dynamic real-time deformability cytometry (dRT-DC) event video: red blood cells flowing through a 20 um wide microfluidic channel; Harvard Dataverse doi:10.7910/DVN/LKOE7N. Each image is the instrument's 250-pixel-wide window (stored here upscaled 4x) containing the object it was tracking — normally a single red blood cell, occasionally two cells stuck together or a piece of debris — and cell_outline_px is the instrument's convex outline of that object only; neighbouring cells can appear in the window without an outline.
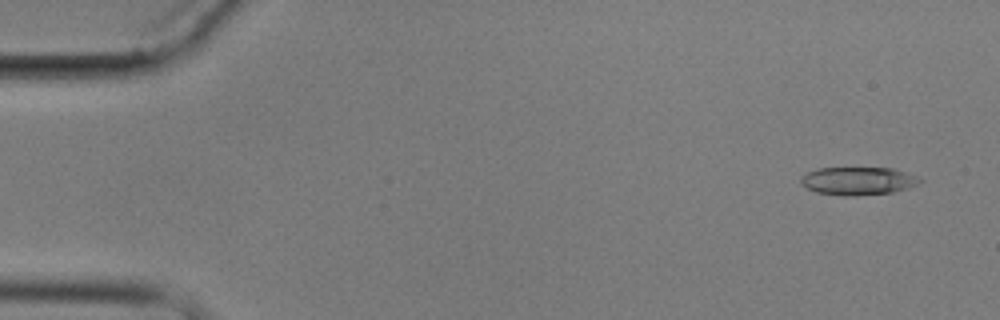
{"species": "common noctule bat (a hibernating species)", "species_latin": "Nyctalus noctula", "temperature_condition": "cold", "stored_images_in_passage": 4, "camera_frame_rate_fps": 3000, "um_per_image_px": 0.085, "animal": {"sex": "male", "body_mass_g": 17.9}, "frame": {"image": 1, "passage_image": 1, "time_ms": 0.0, "image_size_px": [1000, 320], "cell_outline_px": [[924, 180], [908, 188], [892, 192], [856, 196], [844, 196], [816, 192], [800, 184], [800, 176], [816, 168], [892, 168], [916, 176]], "centroid_in_image_um": [72.89, 15.38], "position_along_channel_um": 12.1, "area_um2": 19.42}}
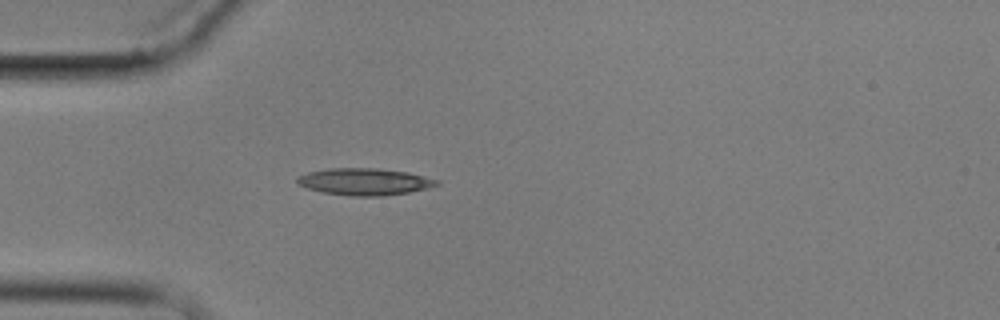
{"frame": {"image": 2, "passage_image": 4, "time_ms": 4.333, "image_size_px": [1000, 320], "cell_outline_px": [[440, 184], [428, 188], [408, 192], [384, 196], [348, 196], [320, 192], [308, 188], [300, 184], [296, 180], [296, 176], [308, 172], [328, 168], [376, 168], [408, 172], [440, 180]], "centroid_in_image_um": [30.99, 15.44], "position_along_channel_um": 54.0, "area_um2": 22.02}}